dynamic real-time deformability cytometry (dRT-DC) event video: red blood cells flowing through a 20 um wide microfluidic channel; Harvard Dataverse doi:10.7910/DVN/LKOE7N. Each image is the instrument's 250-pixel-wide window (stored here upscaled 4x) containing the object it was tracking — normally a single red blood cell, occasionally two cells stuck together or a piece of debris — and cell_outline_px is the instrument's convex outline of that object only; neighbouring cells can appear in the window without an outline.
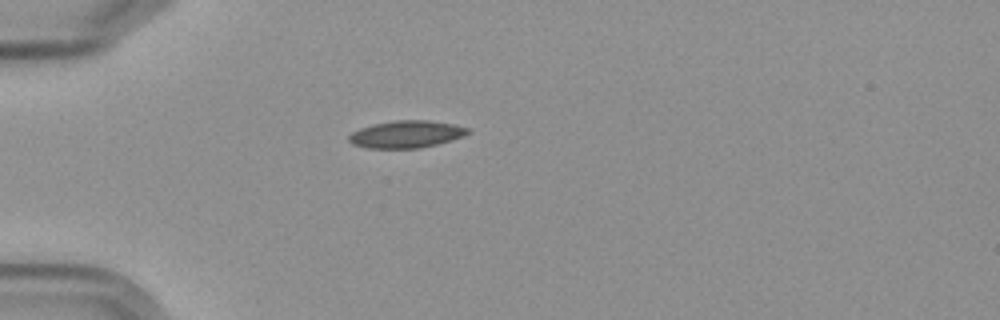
{"species": "Egyptian fruit bat (a non-hibernating species)", "species_latin": "Rousettus aegyptiacus", "temperature_condition": "cold", "stored_images_in_passage": 4, "camera_frame_rate_fps": 3000, "um_per_image_px": 0.085, "frame": {"image": 1, "passage_image": 4, "time_ms": 4.667, "image_size_px": [1000, 320], "cell_outline_px": [[472, 132], [464, 136], [436, 144], [420, 148], [368, 148], [352, 144], [348, 140], [348, 136], [352, 132], [360, 128], [372, 124], [396, 120], [428, 120], [452, 124], [472, 128]], "centroid_in_image_um": [34.55, 11.4], "position_along_channel_um": 50.4, "area_um2": 18.96}}